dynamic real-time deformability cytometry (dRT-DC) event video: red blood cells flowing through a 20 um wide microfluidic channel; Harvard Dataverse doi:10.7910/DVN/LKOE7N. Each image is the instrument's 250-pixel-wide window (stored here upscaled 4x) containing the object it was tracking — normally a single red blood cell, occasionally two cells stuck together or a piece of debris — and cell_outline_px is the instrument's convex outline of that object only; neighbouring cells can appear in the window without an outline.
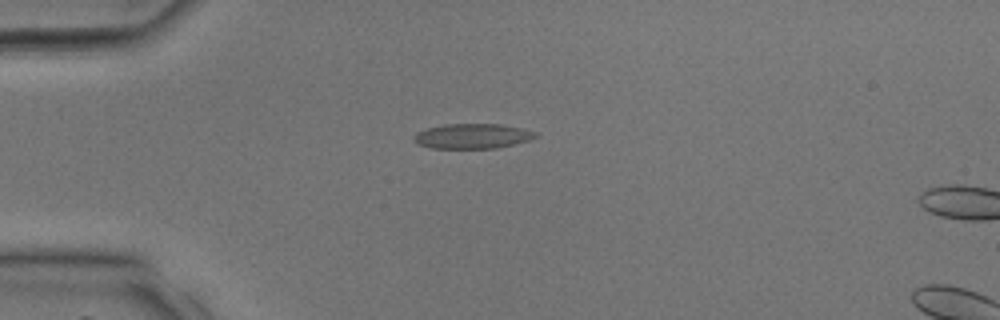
{"species": "common noctule bat (a hibernating species)", "species_latin": "Nyctalus noctula", "temperature_condition": "room temperature", "stored_images_in_passage": 6, "camera_frame_rate_fps": 3000, "um_per_image_px": 0.085, "animal": {"sex": "male", "body_mass_g": 17.9, "forearm_length_mm": 54.2}, "frame": {"image": 1, "passage_image": 4, "time_ms": 1.0, "image_size_px": [1000, 320], "cell_outline_px": [[536, 136], [528, 140], [496, 148], [432, 148], [416, 144], [412, 140], [412, 136], [416, 132], [424, 128], [444, 124], [500, 124], [524, 128], [536, 132]], "centroid_in_image_um": [40.07, 11.56], "position_along_channel_um": 44.9, "area_um2": 17.8}}